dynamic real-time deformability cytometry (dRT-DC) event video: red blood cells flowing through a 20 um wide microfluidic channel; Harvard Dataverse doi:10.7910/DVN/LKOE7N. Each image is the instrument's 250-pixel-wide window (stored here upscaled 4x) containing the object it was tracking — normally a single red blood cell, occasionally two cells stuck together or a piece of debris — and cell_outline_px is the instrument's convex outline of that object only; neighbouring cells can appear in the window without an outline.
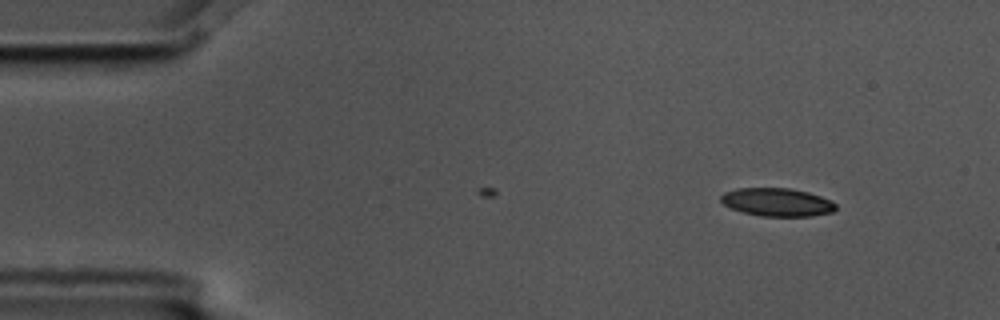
{"species": "common noctule bat (a hibernating species)", "species_latin": "Nyctalus noctula", "temperature_condition": "cold", "stored_images_in_passage": 3, "camera_frame_rate_fps": 3000, "um_per_image_px": 0.085, "animal": {"sex": "male", "body_mass_g": 17.5, "forearm_length_mm": 52.3}, "frame": {"image": 1, "passage_image": 3, "time_ms": 0.667, "image_size_px": [1000, 320], "cell_outline_px": [[836, 208], [832, 212], [812, 216], [760, 216], [744, 212], [732, 208], [724, 204], [720, 200], [720, 196], [724, 192], [736, 188], [788, 188], [808, 192], [832, 200], [836, 204]], "centroid_in_image_um": [66.06, 17.18], "position_along_channel_um": 18.9, "area_um2": 18.84}}